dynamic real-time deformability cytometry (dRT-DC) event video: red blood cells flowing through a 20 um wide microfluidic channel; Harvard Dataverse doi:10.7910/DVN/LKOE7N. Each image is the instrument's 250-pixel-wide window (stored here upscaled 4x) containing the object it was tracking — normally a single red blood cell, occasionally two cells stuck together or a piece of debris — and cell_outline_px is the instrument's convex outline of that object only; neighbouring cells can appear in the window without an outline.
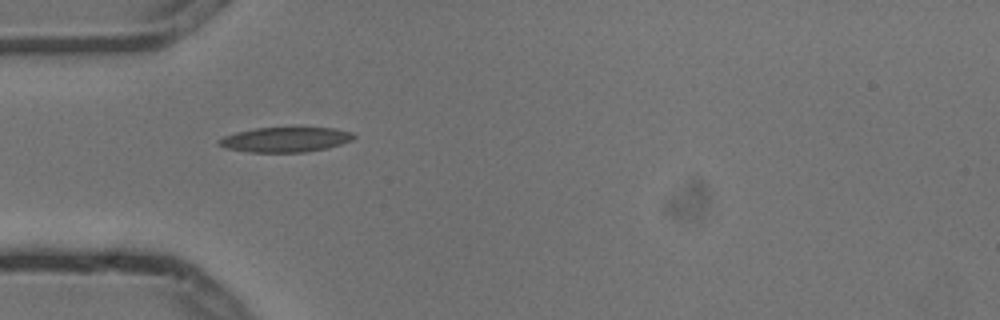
{"species": "common noctule bat (a hibernating species)", "species_latin": "Nyctalus noctula", "temperature_condition": "cold", "stored_images_in_passage": 5, "camera_frame_rate_fps": 3000, "um_per_image_px": 0.085, "animal": {"sex": "male", "body_mass_g": 13.3}, "frame": {"image": 1, "passage_image": 1, "time_ms": 0.0, "image_size_px": [1000, 320], "cell_outline_px": [[356, 136], [352, 140], [328, 148], [304, 152], [248, 152], [224, 148], [216, 144], [216, 140], [224, 136], [236, 132], [256, 128], [300, 124], [336, 128], [352, 132]], "centroid_in_image_um": [24.28, 11.81], "position_along_channel_um": 60.7, "area_um2": 20.81}}
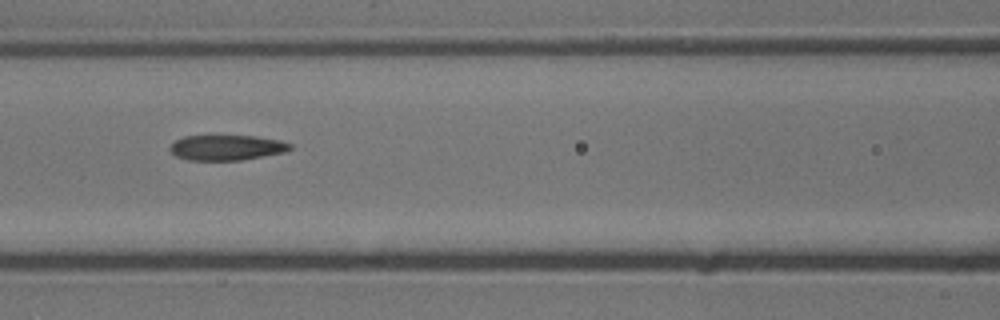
{"frame": {"image": 2, "passage_image": 3, "time_ms": 0.667, "image_size_px": [1000, 320], "cell_outline_px": [[292, 148], [284, 152], [264, 156], [240, 160], [188, 160], [176, 156], [168, 148], [176, 140], [184, 136], [256, 136], [280, 140], [292, 144]], "centroid_in_image_um": [19.28, 12.54], "position_along_channel_um": 147.3, "area_um2": 17.63}}
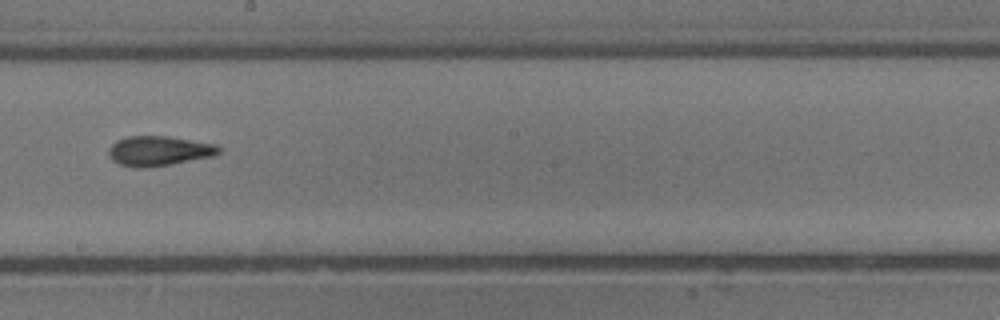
{"frame": {"image": 3, "passage_image": 5, "time_ms": 1.333, "image_size_px": [1000, 320], "cell_outline_px": [[220, 152], [212, 156], [172, 164], [144, 168], [136, 168], [120, 164], [112, 160], [108, 156], [108, 148], [116, 140], [128, 136], [168, 136], [216, 144], [220, 148]], "centroid_in_image_um": [13.47, 12.82], "position_along_channel_um": 234.7, "area_um2": 19.19}}